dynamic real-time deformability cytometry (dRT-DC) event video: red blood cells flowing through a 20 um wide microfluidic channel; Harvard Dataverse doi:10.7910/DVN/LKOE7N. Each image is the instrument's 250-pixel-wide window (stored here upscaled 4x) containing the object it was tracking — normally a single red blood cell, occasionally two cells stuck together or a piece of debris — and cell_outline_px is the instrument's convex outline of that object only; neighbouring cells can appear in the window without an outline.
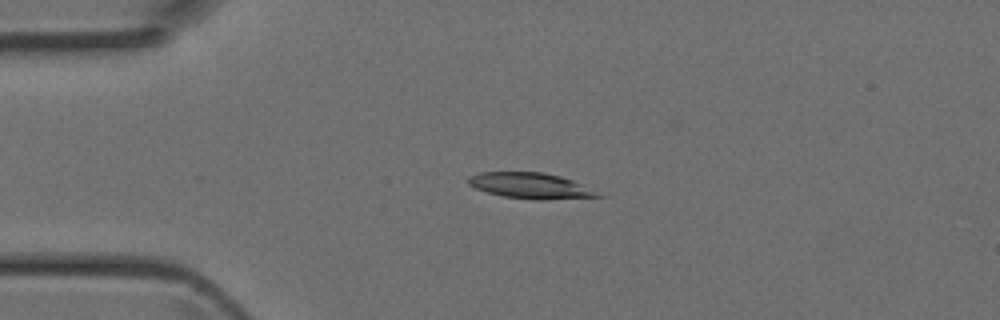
{"species": "Egyptian fruit bat (a non-hibernating species)", "species_latin": "Rousettus aegyptiacus", "temperature_condition": "room temperature", "stored_images_in_passage": 4, "camera_frame_rate_fps": 3000, "um_per_image_px": 0.085, "animal": {"sex": "female"}, "frame": {"image": 1, "passage_image": 2, "time_ms": 0.333, "image_size_px": [1000, 320], "cell_outline_px": [[604, 196], [544, 200], [536, 200], [504, 196], [488, 192], [476, 188], [468, 184], [468, 176], [480, 172], [540, 172], [560, 176], [572, 180]], "centroid_in_image_um": [45.04, 15.78], "position_along_channel_um": 40.0, "area_um2": 19.13}}
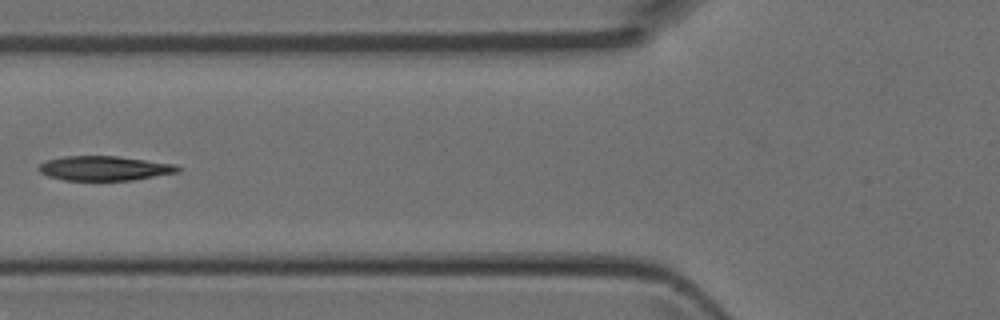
{"frame": {"image": 2, "passage_image": 4, "time_ms": 1.0, "image_size_px": [1000, 320], "cell_outline_px": [[184, 168], [180, 172], [132, 180], [64, 180], [48, 176], [40, 172], [36, 168], [40, 164], [48, 160], [64, 156], [116, 156], [172, 164]], "centroid_in_image_um": [8.87, 14.31], "position_along_channel_um": 116.9, "area_um2": 19.77}}